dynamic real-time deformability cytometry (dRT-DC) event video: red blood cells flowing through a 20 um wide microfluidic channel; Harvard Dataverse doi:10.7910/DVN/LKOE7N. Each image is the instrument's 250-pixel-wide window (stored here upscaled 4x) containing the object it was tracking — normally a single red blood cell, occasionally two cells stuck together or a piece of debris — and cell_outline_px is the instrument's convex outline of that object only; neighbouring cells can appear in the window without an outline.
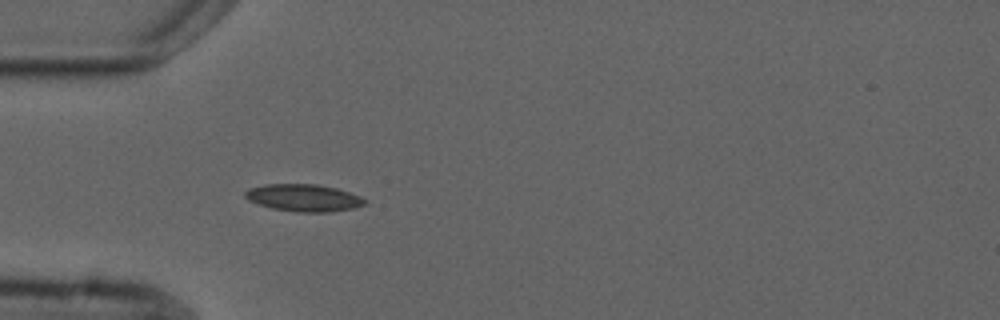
{"species": "common noctule bat (a hibernating species)", "species_latin": "Nyctalus noctula", "temperature_condition": "cold", "stored_images_in_passage": 4, "camera_frame_rate_fps": 3000, "um_per_image_px": 0.085, "animal": {"sex": "male", "forearm_length_mm": 52.5}, "frame": {"image": 1, "passage_image": 4, "time_ms": 3.667, "image_size_px": [1000, 320], "cell_outline_px": [[368, 204], [352, 208], [332, 212], [296, 212], [272, 208], [248, 200], [244, 196], [244, 192], [248, 188], [264, 184], [316, 184], [336, 188], [360, 196], [368, 200]], "centroid_in_image_um": [25.82, 16.81], "position_along_channel_um": 59.2, "area_um2": 19.07}}